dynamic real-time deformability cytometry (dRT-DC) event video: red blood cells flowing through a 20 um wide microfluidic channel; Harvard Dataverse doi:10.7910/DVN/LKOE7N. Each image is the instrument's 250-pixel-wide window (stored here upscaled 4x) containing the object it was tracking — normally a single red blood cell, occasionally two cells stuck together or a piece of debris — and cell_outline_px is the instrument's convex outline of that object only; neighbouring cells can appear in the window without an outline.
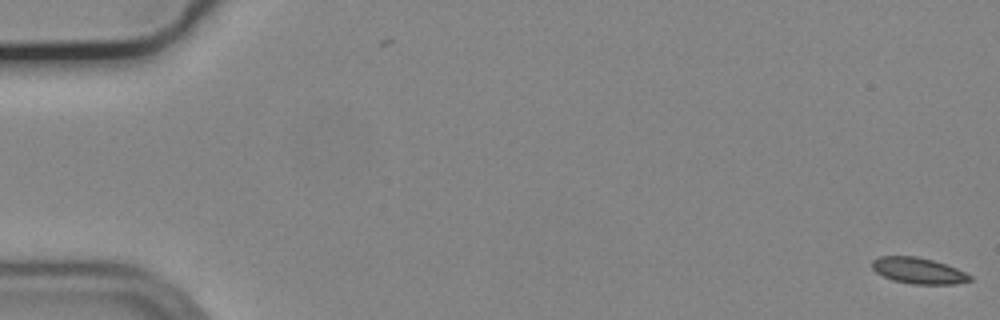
{"species": "common noctule bat (a hibernating species)", "species_latin": "Nyctalus noctula", "temperature_condition": "cold", "stored_images_in_passage": 2, "camera_frame_rate_fps": 3000, "um_per_image_px": 0.085, "animal": {"sex": "male", "body_mass_g": 19.2, "forearm_length_mm": 51.8}, "frame": {"image": 1, "passage_image": 2, "time_ms": 0.333, "image_size_px": [1000, 320], "cell_outline_px": [[972, 280], [956, 284], [912, 284], [892, 280], [876, 272], [872, 268], [872, 260], [880, 256], [916, 256], [932, 260], [956, 268], [972, 276]], "centroid_in_image_um": [78.05, 23.01], "position_along_channel_um": 6.9, "area_um2": 14.8}}